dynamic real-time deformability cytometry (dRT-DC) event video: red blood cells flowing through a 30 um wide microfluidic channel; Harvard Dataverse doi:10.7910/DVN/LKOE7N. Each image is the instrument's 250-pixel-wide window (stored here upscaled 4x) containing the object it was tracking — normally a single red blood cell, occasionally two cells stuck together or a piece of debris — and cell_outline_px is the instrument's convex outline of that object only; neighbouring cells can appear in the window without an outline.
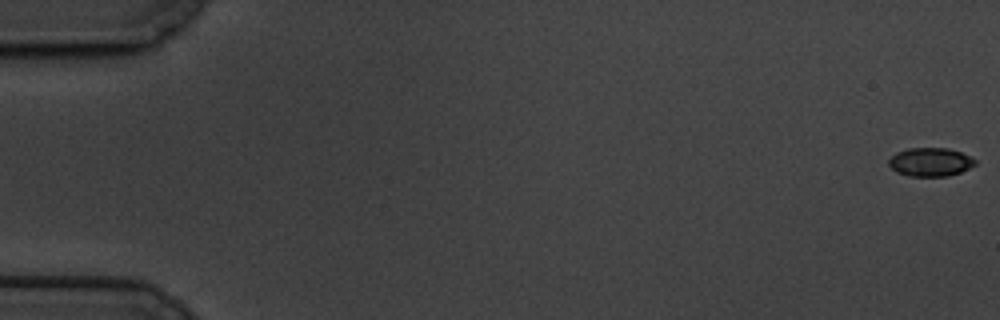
{"species": "common noctule bat (a hibernating species)", "species_latin": "Nyctalus noctula", "temperature_condition": "cold", "stored_images_in_passage": 61, "camera_frame_rate_fps": 3000, "um_per_image_px": 0.085, "animal": {"sex": "male", "body_mass_g": 19.5, "forearm_length_mm": 54.6}, "frame": {"image": 1, "passage_image": 1, "time_ms": 0.0, "image_size_px": [1000, 320], "cell_outline_px": [[976, 164], [960, 172], [948, 176], [908, 176], [896, 172], [888, 164], [888, 160], [896, 152], [908, 148], [948, 148], [960, 152], [976, 160]], "centroid_in_image_um": [79.05, 13.77], "position_along_channel_um": 5.9, "area_um2": 14.33}}
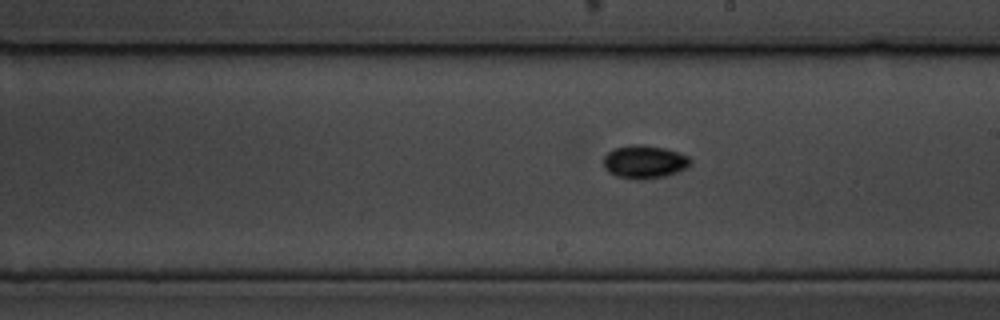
{"frame": {"image": 2, "passage_image": 35, "time_ms": 11.333, "image_size_px": [1000, 320], "cell_outline_px": [[692, 164], [688, 168], [664, 176], [644, 180], [636, 180], [616, 176], [608, 172], [604, 168], [604, 156], [612, 148], [632, 144], [644, 144], [664, 148], [688, 156], [692, 160]], "centroid_in_image_um": [54.76, 13.76], "position_along_channel_um": 234.2, "area_um2": 17.05}}
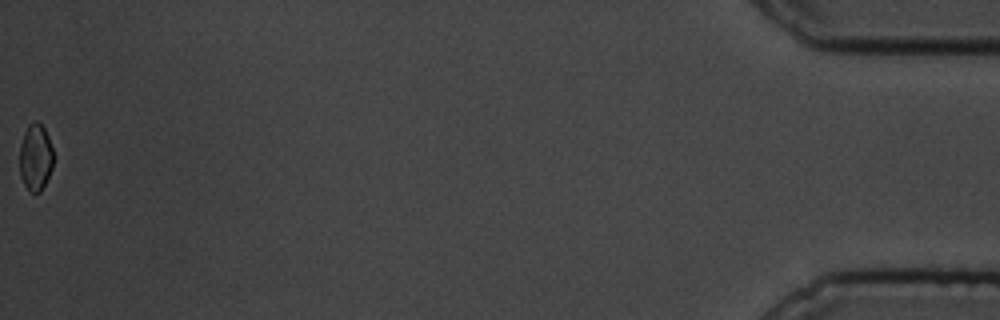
{"frame": {"image": 3, "passage_image": 61, "time_ms": 20.0, "image_size_px": [1000, 320], "cell_outline_px": [[52, 168], [40, 192], [28, 192], [20, 176], [20, 144], [24, 132], [28, 124], [36, 120], [44, 128], [48, 136], [52, 148]], "centroid_in_image_um": [3.0, 13.36], "position_along_channel_um": 432.2, "area_um2": 13.06}, "authors_computed_cell_mechanics": {"area_um2": 14.9702, "velocity_mm_per_s": 3.3791, "shape_relaxation_time_tau1_ms": 3.9636, "shape_relaxation_time_tau2_ms": null, "deformation_change_tau1": 0.0692, "deformation_change_tau2": null}}